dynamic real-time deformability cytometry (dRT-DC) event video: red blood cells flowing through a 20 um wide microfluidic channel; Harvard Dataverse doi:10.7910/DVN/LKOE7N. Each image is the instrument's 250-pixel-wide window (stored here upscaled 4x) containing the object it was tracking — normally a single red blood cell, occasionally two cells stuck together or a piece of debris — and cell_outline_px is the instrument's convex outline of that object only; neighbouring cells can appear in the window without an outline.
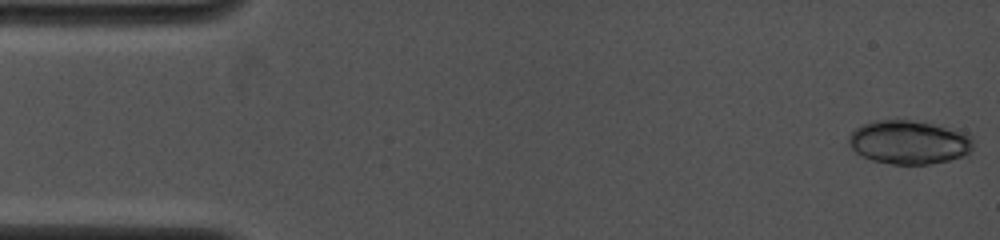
{"species": "common noctule bat (a hibernating species)", "species_latin": "Nyctalus noctula", "temperature_condition": "cold", "stored_images_in_passage": 17, "camera_frame_rate_fps": 4000, "um_per_image_px": 0.085, "animal": {"sex": "female", "body_mass_g": 19.0, "forearm_length_mm": 53.3}, "frame": {"image": 1, "passage_image": 1, "time_ms": 0.0, "image_size_px": [1000, 240], "cell_outline_px": [[972, 148], [964, 156], [948, 160], [928, 164], [892, 164], [872, 160], [856, 152], [848, 144], [848, 136], [856, 128], [864, 124], [876, 120], [924, 120], [956, 128], [968, 132], [972, 136]], "centroid_in_image_um": [77.32, 12.06], "position_along_channel_um": 7.7, "area_um2": 32.19}}